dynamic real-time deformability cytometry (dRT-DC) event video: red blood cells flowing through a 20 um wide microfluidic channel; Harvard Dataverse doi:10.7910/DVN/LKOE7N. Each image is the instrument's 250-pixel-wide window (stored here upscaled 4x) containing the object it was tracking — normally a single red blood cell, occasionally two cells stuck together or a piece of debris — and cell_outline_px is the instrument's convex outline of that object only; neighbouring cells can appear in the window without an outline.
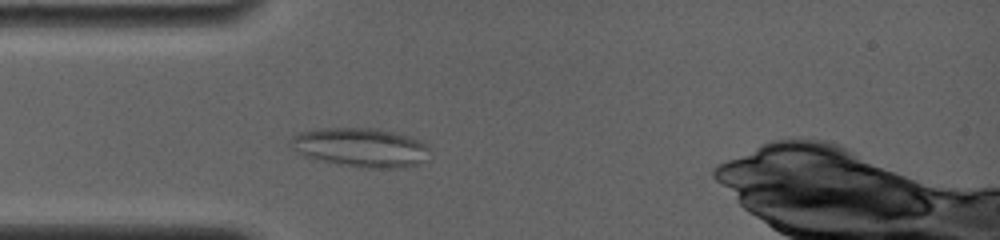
{"species": "common noctule bat (a hibernating species)", "species_latin": "Nyctalus noctula", "temperature_condition": "room temperature", "stored_images_in_passage": 54, "camera_frame_rate_fps": 4000, "um_per_image_px": 0.085, "animal": {"sex": "female", "body_mass_g": 19.0, "forearm_length_mm": 56.7}, "frame": {"image": 1, "passage_image": 7, "time_ms": 1.5, "image_size_px": [1000, 240], "cell_outline_px": [[428, 148], [420, 160], [416, 164], [400, 168], [364, 168], [316, 160], [304, 156], [296, 152], [288, 144], [288, 140], [292, 136], [300, 132], [320, 128], [376, 128], [396, 132], [412, 136], [428, 144]], "centroid_in_image_um": [30.57, 12.51], "position_along_channel_um": 54.4, "area_um2": 31.73}}
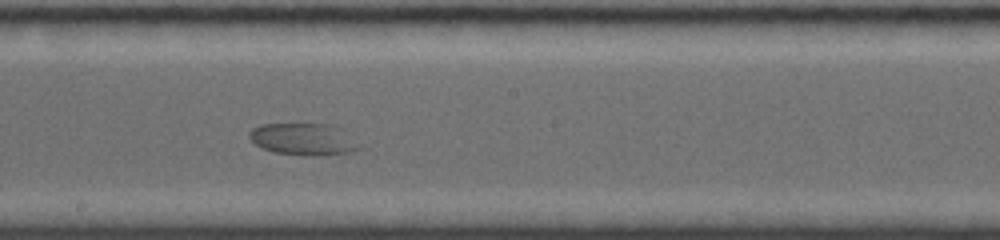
{"frame": {"image": 2, "passage_image": 26, "time_ms": 6.25, "image_size_px": [1000, 240], "cell_outline_px": [[364, 148], [352, 152], [316, 156], [308, 156], [276, 152], [260, 148], [248, 136], [248, 132], [252, 128], [260, 124], [332, 124], [364, 144]], "centroid_in_image_um": [25.85, 11.84], "position_along_channel_um": 222.3, "area_um2": 20.81}}
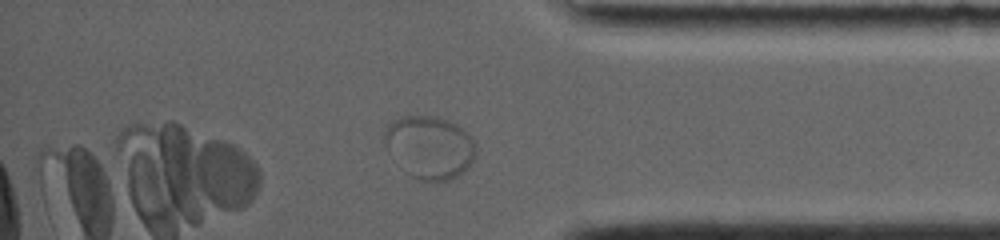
{"frame": {"image": 3, "passage_image": 46, "time_ms": 11.25, "image_size_px": [1000, 240], "cell_outline_px": [[476, 160], [464, 172], [452, 180], [432, 184], [420, 180], [412, 176], [388, 152], [384, 136], [392, 120], [400, 116], [436, 116], [460, 128], [472, 136], [476, 144]], "centroid_in_image_um": [36.58, 12.56], "position_along_channel_um": 398.6, "area_um2": 33.58}}